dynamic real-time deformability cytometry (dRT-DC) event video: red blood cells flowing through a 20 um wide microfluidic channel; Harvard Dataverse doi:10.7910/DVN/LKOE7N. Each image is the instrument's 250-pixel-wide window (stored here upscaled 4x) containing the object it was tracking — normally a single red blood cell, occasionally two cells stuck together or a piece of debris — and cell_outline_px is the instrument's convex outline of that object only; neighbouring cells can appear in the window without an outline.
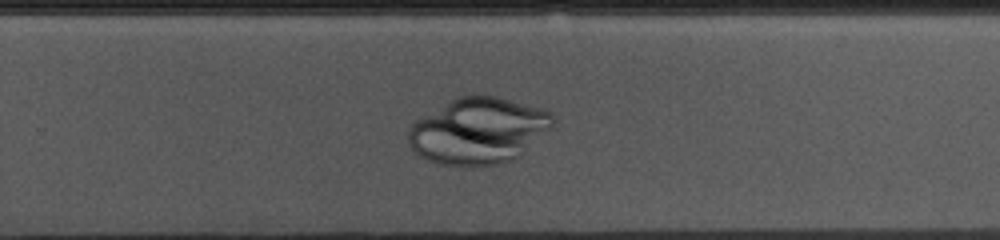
{"species": "common noctule bat (a hibernating species)", "species_latin": "Nyctalus noctula", "temperature_condition": "cold", "stored_images_in_passage": 33, "camera_frame_rate_fps": 3000, "um_per_image_px": 0.085, "animal": {"sex": "female", "body_mass_g": 10.0, "forearm_length_mm": 53.1}, "frame": {"image": 1, "passage_image": 24, "time_ms": 7.667, "image_size_px": [1000, 240], "cell_outline_px": [[552, 128], [512, 160], [496, 164], [436, 164], [420, 156], [408, 144], [408, 128], [416, 120], [452, 100], [460, 96], [496, 96], [540, 108], [552, 112]], "centroid_in_image_um": [40.64, 11.11], "position_along_channel_um": 289.2, "area_um2": 54.56}}